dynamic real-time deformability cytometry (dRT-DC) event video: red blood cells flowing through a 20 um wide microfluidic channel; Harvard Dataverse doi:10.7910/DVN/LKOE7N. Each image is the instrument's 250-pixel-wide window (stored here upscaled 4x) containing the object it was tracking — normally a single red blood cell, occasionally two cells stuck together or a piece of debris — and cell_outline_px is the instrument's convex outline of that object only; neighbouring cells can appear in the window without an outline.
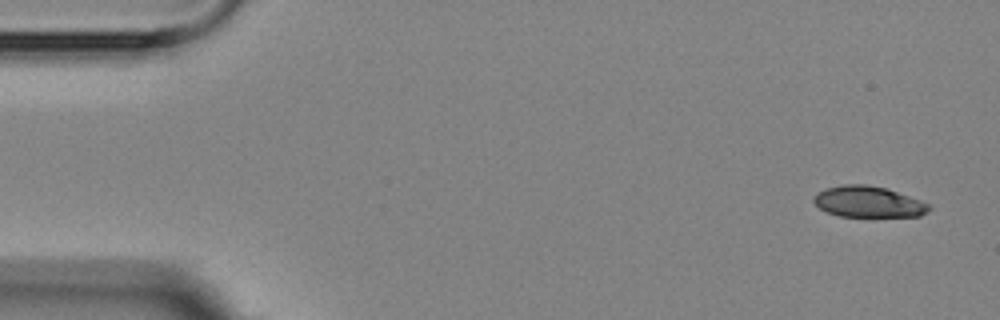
{"species": "Egyptian fruit bat (a non-hibernating species)", "species_latin": "Rousettus aegyptiacus", "temperature_condition": "room temperature", "stored_images_in_passage": 5, "segment_of_instrument_passage": [2, 2], "camera_frame_rate_fps": 3000, "um_per_image_px": 0.085, "animal": {"sex": "female"}, "frame": {"image": 1, "passage_image": 5, "time_ms": 4.667, "image_size_px": [1000, 320], "cell_outline_px": [[932, 208], [928, 212], [920, 216], [840, 216], [828, 212], [820, 208], [812, 200], [816, 192], [824, 188], [840, 184], [864, 184], [888, 188], [920, 200], [928, 204]], "centroid_in_image_um": [73.79, 17.13], "position_along_channel_um": 11.2, "area_um2": 20.98}}